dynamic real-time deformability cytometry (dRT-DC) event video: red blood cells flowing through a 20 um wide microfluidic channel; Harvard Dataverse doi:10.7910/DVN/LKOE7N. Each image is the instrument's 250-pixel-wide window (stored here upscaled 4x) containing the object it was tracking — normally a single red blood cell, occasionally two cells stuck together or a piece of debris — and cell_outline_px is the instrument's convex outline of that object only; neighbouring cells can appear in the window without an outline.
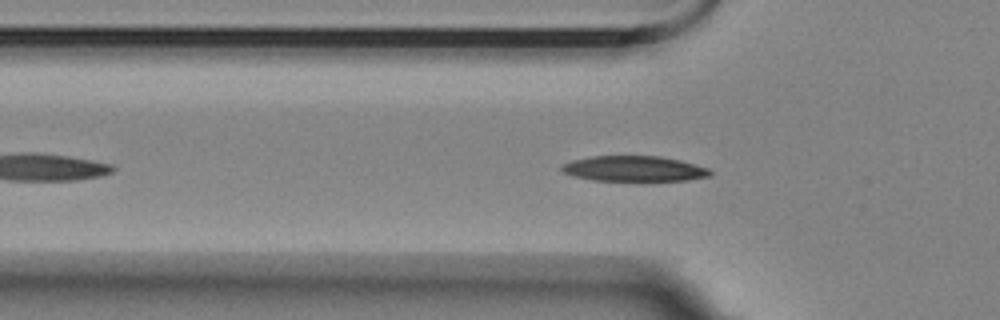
{"species": "Egyptian fruit bat (a non-hibernating species)", "species_latin": "Rousettus aegyptiacus", "temperature_condition": "room temperature", "stored_images_in_passage": 23, "camera_frame_rate_fps": 3000, "um_per_image_px": 0.085, "animal": {"sex": "female"}, "frame": {"image": 1, "passage_image": 10, "time_ms": 3.0, "image_size_px": [1000, 320], "cell_outline_px": [[712, 172], [708, 176], [684, 180], [592, 180], [572, 176], [564, 172], [560, 168], [564, 164], [572, 160], [592, 156], [660, 156], [680, 160], [708, 168]], "centroid_in_image_um": [53.86, 14.33], "position_along_channel_um": 71.9, "area_um2": 21.68}}
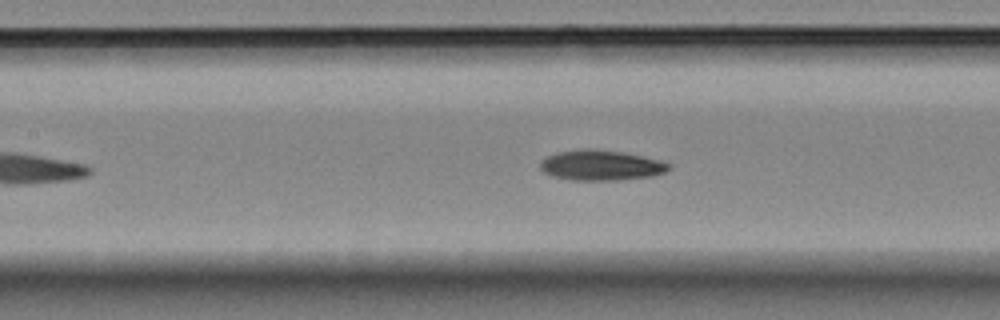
{"frame": {"image": 2, "passage_image": 17, "time_ms": 5.333, "image_size_px": [1000, 320], "cell_outline_px": [[672, 168], [664, 172], [652, 176], [620, 180], [572, 180], [552, 176], [544, 172], [540, 168], [540, 160], [556, 152], [580, 148], [592, 148], [620, 152], [640, 156], [656, 160], [668, 164]], "centroid_in_image_um": [51.01, 14.05], "position_along_channel_um": 156.4, "area_um2": 22.6}}
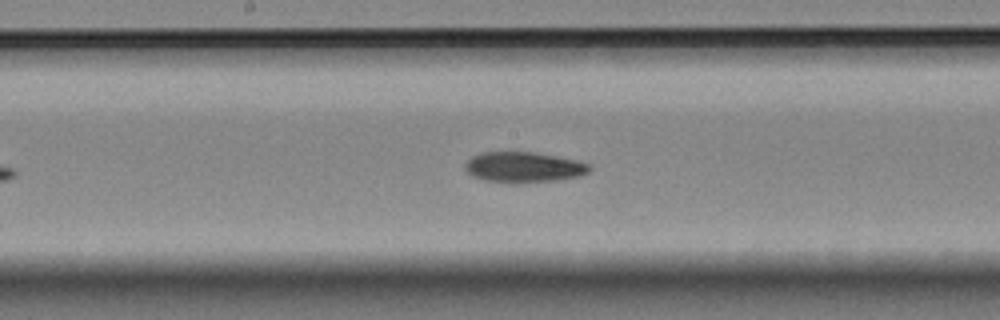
{"frame": {"image": 3, "passage_image": 21, "time_ms": 6.667, "image_size_px": [1000, 320], "cell_outline_px": [[592, 168], [588, 172], [580, 176], [556, 180], [512, 184], [508, 184], [484, 180], [472, 176], [464, 168], [464, 164], [472, 156], [484, 152], [532, 152], [556, 156], [576, 160], [588, 164]], "centroid_in_image_um": [44.48, 14.23], "position_along_channel_um": 203.7, "area_um2": 22.25}}